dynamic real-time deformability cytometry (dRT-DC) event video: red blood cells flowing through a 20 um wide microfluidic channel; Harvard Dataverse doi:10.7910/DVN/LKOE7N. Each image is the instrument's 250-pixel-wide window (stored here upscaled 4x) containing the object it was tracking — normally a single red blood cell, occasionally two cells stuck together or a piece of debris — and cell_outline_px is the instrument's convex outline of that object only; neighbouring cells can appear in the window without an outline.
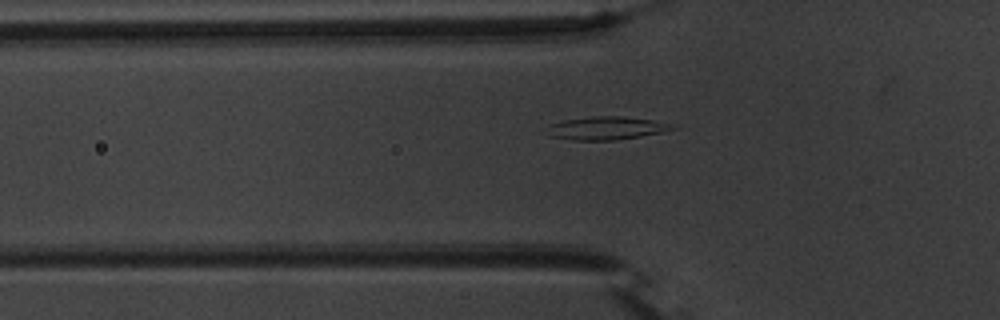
{"species": "common noctule bat (a hibernating species)", "species_latin": "Nyctalus noctula", "temperature_condition": "warm", "stored_images_in_passage": 38, "camera_frame_rate_fps": 3000, "um_per_image_px": 0.085, "animal": {"sex": "male", "body_mass_g": 20.1, "forearm_length_mm": 53.5}, "frame": {"image": 1, "passage_image": 2, "time_ms": 0.333, "image_size_px": [1000, 320], "cell_outline_px": [[676, 128], [664, 132], [616, 140], [572, 140], [552, 136], [548, 124], [564, 120], [592, 116], [624, 116], [652, 120], [668, 124]], "centroid_in_image_um": [51.54, 10.89], "position_along_channel_um": 74.3, "area_um2": 16.59}}
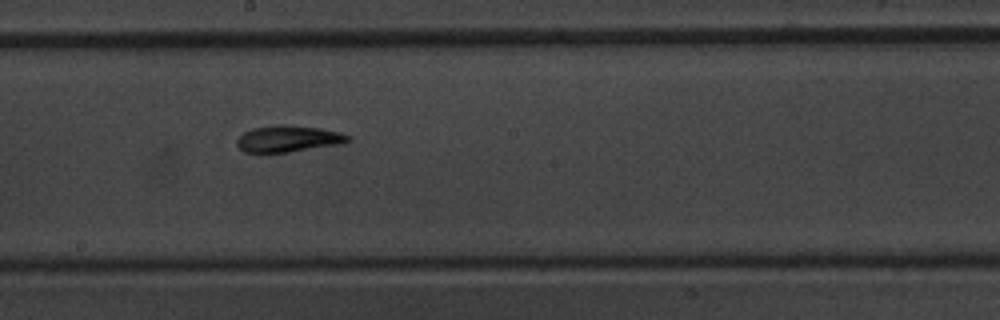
{"frame": {"image": 2, "passage_image": 14, "time_ms": 4.333, "image_size_px": [1000, 320], "cell_outline_px": [[352, 140], [340, 144], [288, 152], [244, 152], [236, 144], [236, 140], [244, 132], [252, 128], [276, 124], [284, 124], [320, 128], [340, 132], [352, 136]], "centroid_in_image_um": [24.52, 11.78], "position_along_channel_um": 223.7, "area_um2": 17.22}}
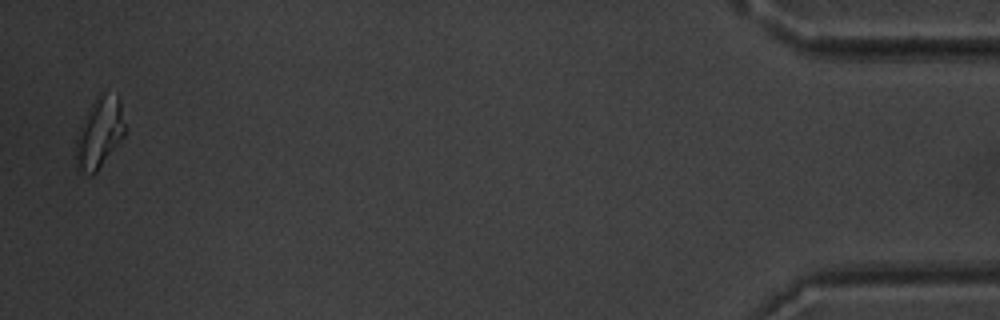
{"frame": {"image": 3, "passage_image": 37, "time_ms": 12.0, "image_size_px": [1000, 320], "cell_outline_px": [[124, 136], [96, 172], [92, 176], [76, 168], [76, 140], [80, 124], [96, 96], [100, 92], [104, 92], [116, 96], [120, 100], [124, 124]], "centroid_in_image_um": [8.43, 11.29], "position_along_channel_um": 426.8, "area_um2": 19.94}, "authors_computed_cell_mechanics": {"area_um2": 16.762, "velocity_mm_per_s": 3.7201, "shape_relaxation_time_tau1_ms": 4.8952, "shape_relaxation_time_tau2_ms": 4.2356, "deformation_change_tau1": 0.1544, "deformation_change_tau2": 0.1327}}